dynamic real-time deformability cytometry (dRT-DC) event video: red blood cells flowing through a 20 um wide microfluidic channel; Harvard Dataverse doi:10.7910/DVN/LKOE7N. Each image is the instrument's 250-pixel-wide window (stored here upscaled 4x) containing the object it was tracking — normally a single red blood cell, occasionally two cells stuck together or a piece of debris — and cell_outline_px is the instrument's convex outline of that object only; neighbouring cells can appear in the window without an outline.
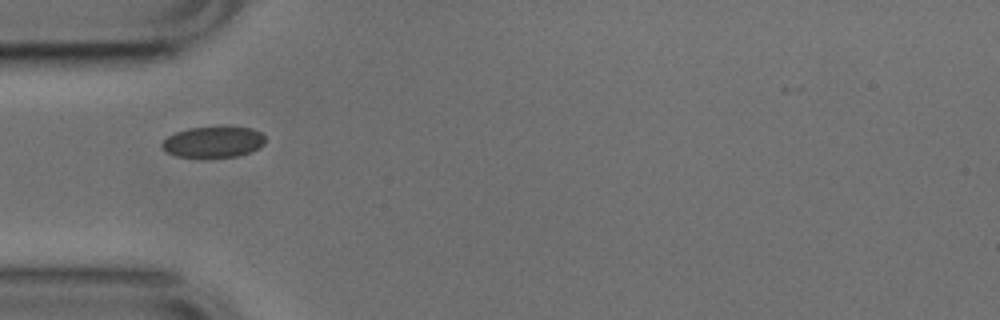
{"species": "common noctule bat (a hibernating species)", "species_latin": "Nyctalus noctula", "temperature_condition": "cold", "stored_images_in_passage": 2, "camera_frame_rate_fps": 3000, "um_per_image_px": 0.085, "animal": {"sex": "male", "body_mass_g": 17.9, "forearm_length_mm": 54.2}, "frame": {"image": 1, "passage_image": 1, "time_ms": 0.0, "image_size_px": [1000, 320], "cell_outline_px": [[264, 144], [260, 148], [252, 152], [236, 156], [176, 156], [168, 152], [160, 144], [168, 136], [176, 132], [188, 128], [220, 124], [228, 124], [252, 128], [260, 132], [264, 136]], "centroid_in_image_um": [18.19, 12.0], "position_along_channel_um": 66.8, "area_um2": 19.13}}